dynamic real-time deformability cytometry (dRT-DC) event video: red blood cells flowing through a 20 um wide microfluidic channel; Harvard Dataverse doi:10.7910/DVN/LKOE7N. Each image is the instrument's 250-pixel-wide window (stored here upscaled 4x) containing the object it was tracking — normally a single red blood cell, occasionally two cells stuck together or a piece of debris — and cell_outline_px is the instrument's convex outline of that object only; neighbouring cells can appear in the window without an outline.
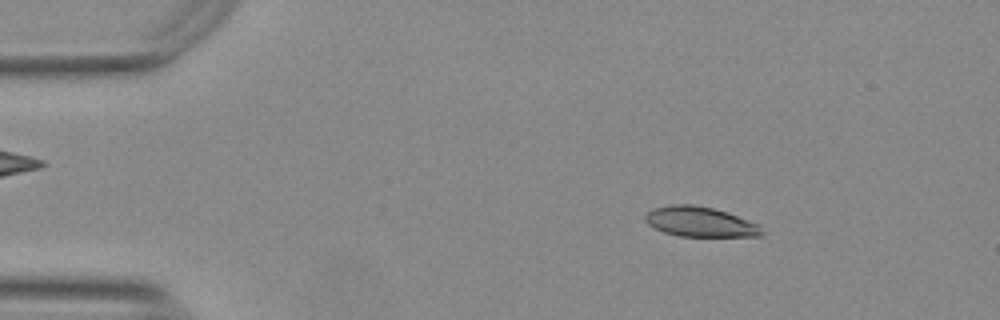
{"species": "Egyptian fruit bat (a non-hibernating species)", "species_latin": "Rousettus aegyptiacus", "temperature_condition": "warm", "stored_images_in_passage": 53, "camera_frame_rate_fps": 3000, "um_per_image_px": 0.085, "animal": {"sex": "female"}, "frame": {"image": 1, "passage_image": 7, "time_ms": 2.0, "image_size_px": [1000, 320], "cell_outline_px": [[764, 236], [680, 236], [664, 232], [648, 224], [644, 220], [644, 216], [652, 208], [672, 204], [692, 204], [712, 208], [760, 224], [764, 232]], "centroid_in_image_um": [59.51, 18.85], "position_along_channel_um": 25.5, "area_um2": 20.29}}
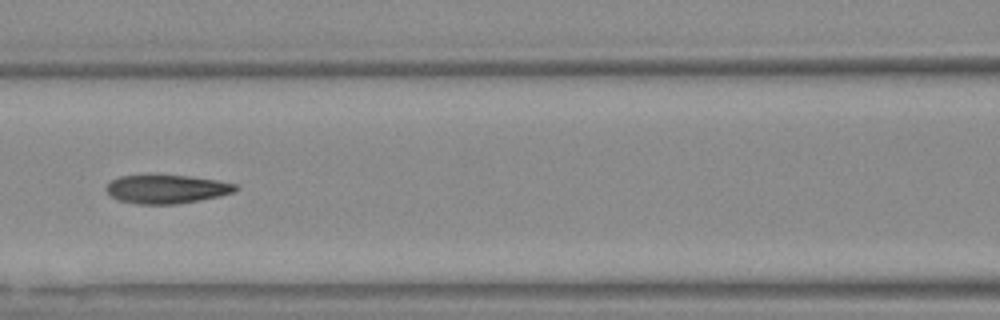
{"frame": {"image": 2, "passage_image": 23, "time_ms": 7.333, "image_size_px": [1000, 320], "cell_outline_px": [[240, 188], [232, 192], [200, 200], [176, 204], [136, 204], [120, 200], [112, 196], [104, 188], [112, 180], [120, 176], [188, 176], [216, 180], [236, 184]], "centroid_in_image_um": [14.16, 16.08], "position_along_channel_um": 152.4, "area_um2": 21.1}}
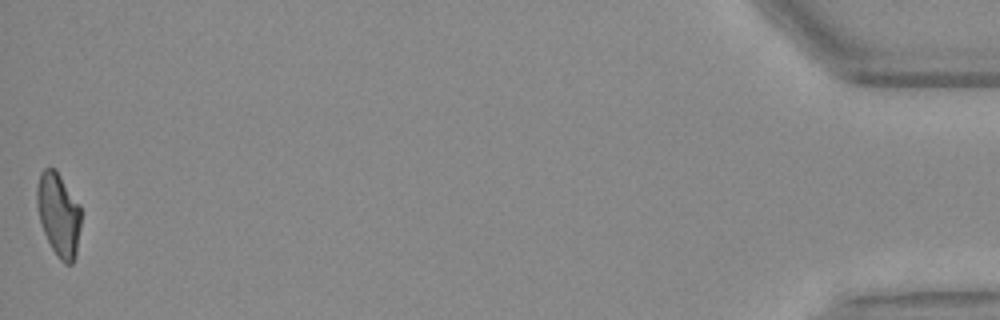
{"frame": {"image": 3, "passage_image": 53, "time_ms": 17.333, "image_size_px": [1000, 320], "cell_outline_px": [[80, 228], [76, 252], [72, 264], [64, 264], [60, 260], [52, 248], [44, 232], [40, 220], [36, 204], [36, 188], [40, 172], [44, 168], [56, 168], [80, 204]], "centroid_in_image_um": [4.97, 18.19], "position_along_channel_um": 430.2, "area_um2": 21.5}, "authors_computed_cell_mechanics": {"area_um2": 21.5016, "velocity_mm_per_s": 3.7611, "shape_relaxation_time_tau1_ms": null, "shape_relaxation_time_tau2_ms": 2.2746, "deformation_change_tau1": null, "deformation_change_tau2": 0.1046}}